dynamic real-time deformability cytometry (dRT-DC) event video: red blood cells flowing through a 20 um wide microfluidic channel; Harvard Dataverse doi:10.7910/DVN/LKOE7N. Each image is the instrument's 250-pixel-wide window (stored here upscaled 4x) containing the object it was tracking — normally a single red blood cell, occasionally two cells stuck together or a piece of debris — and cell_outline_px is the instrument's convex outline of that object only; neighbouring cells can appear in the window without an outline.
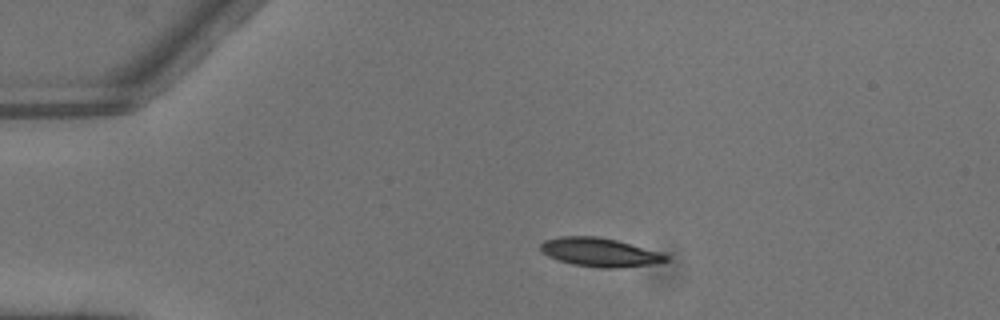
{"species": "common noctule bat (a hibernating species)", "species_latin": "Nyctalus noctula", "temperature_condition": "warm", "stored_images_in_passage": 3, "camera_frame_rate_fps": 3000, "um_per_image_px": 0.085, "animal": {"sex": "male", "body_mass_g": 13.3}, "frame": {"image": 1, "passage_image": 2, "time_ms": 0.333, "image_size_px": [1000, 320], "cell_outline_px": [[668, 260], [648, 264], [616, 268], [600, 268], [572, 264], [548, 256], [540, 248], [540, 244], [544, 240], [560, 236], [596, 236], [616, 240], [660, 252], [668, 256]], "centroid_in_image_um": [50.94, 21.43], "position_along_channel_um": 34.1, "area_um2": 20.63}}
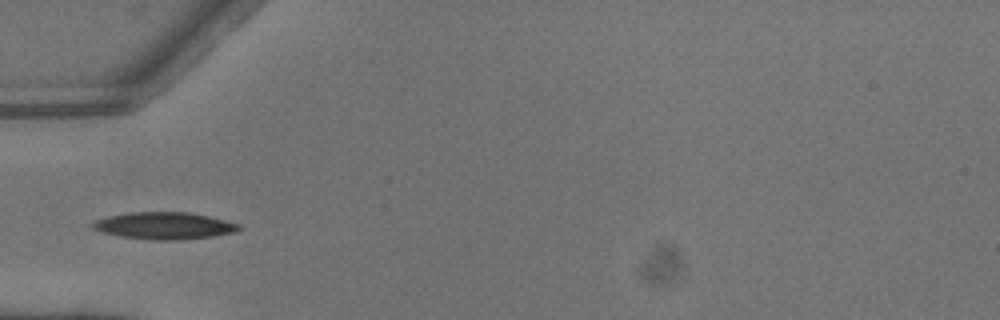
{"frame": {"image": 2, "passage_image": 3, "time_ms": 0.667, "image_size_px": [1000, 320], "cell_outline_px": [[240, 228], [232, 232], [212, 236], [180, 240], [152, 240], [120, 236], [104, 232], [92, 228], [92, 224], [96, 220], [108, 216], [128, 212], [188, 212], [208, 216], [240, 224]], "centroid_in_image_um": [13.94, 19.18], "position_along_channel_um": 71.1, "area_um2": 22.77}}